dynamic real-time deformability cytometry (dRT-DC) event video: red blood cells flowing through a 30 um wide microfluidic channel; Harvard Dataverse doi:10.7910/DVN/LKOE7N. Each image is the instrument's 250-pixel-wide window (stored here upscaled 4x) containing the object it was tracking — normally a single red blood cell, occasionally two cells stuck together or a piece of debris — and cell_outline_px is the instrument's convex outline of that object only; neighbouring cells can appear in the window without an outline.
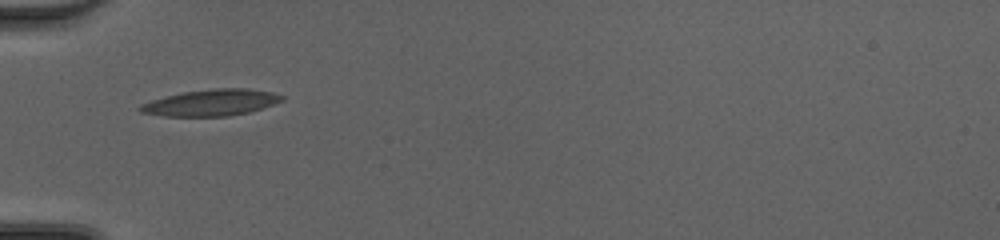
{"species": "common noctule bat (a hibernating species)", "species_latin": "Nyctalus noctula", "temperature_condition": "cold", "stored_images_in_passage": 33, "camera_frame_rate_fps": 3000, "um_per_image_px": 0.085, "animal": {"sex": "female", "body_mass_g": 20.0, "forearm_length_mm": 54.0}, "frame": {"image": 1, "passage_image": 1, "time_ms": 0.0, "image_size_px": [1000, 240], "cell_outline_px": [[284, 100], [248, 112], [228, 116], [164, 116], [140, 112], [136, 108], [140, 104], [152, 100], [184, 92], [216, 88], [248, 88], [272, 92], [284, 96]], "centroid_in_image_um": [17.93, 8.72], "position_along_channel_um": 67.1, "area_um2": 21.62}}
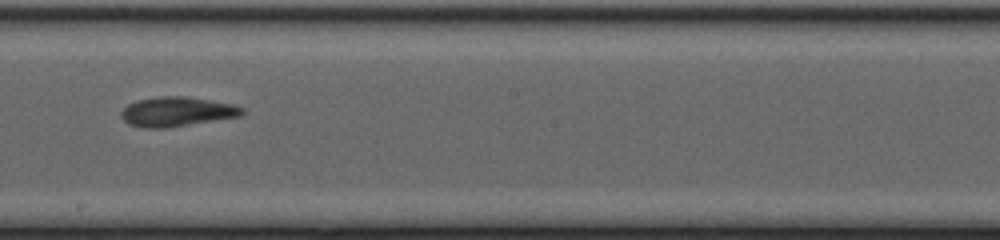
{"frame": {"image": 2, "passage_image": 13, "time_ms": 4.0, "image_size_px": [1000, 240], "cell_outline_px": [[244, 112], [240, 116], [168, 128], [144, 128], [128, 124], [120, 116], [120, 112], [128, 104], [136, 100], [156, 96], [184, 96], [232, 104], [244, 108]], "centroid_in_image_um": [14.99, 9.49], "position_along_channel_um": 233.2, "area_um2": 20.87}}
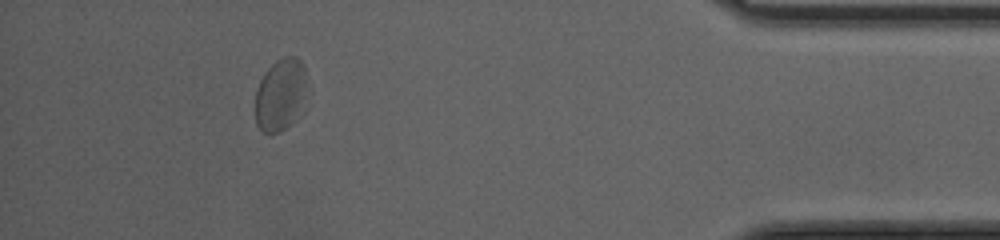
{"frame": {"image": 3, "passage_image": 29, "time_ms": 9.333, "image_size_px": [1000, 240], "cell_outline_px": [[304, 72], [300, 96], [292, 120], [280, 132], [264, 132], [256, 124], [256, 92], [260, 80], [264, 72], [276, 60], [284, 56], [296, 56], [304, 64]], "centroid_in_image_um": [23.72, 7.98], "position_along_channel_um": 411.5, "area_um2": 20.17}, "authors_computed_cell_mechanics": {"area_um2": 20.8658, "velocity_mm_per_s": 4.2166, "shape_relaxation_time_tau1_ms": 4.0977, "shape_relaxation_time_tau2_ms": 1.4292, "deformation_change_tau1": 0.1322, "deformation_change_tau2": 0.0814}}